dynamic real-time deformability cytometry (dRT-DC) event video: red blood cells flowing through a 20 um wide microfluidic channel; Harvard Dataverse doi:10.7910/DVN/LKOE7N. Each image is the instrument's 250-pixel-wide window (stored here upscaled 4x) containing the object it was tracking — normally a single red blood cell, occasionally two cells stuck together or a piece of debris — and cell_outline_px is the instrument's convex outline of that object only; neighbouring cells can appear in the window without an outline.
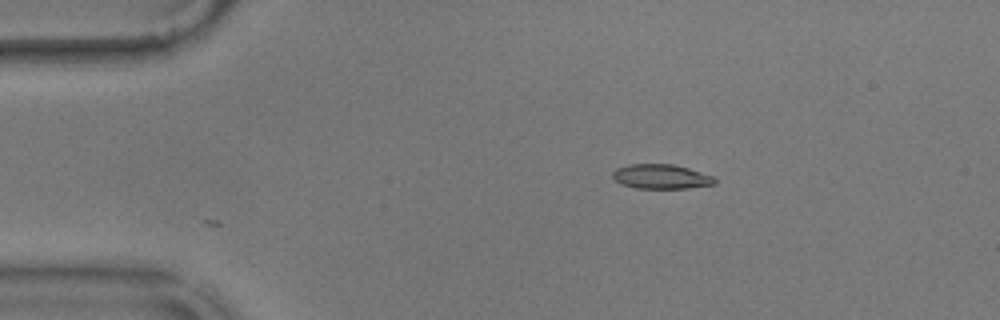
{"species": "common noctule bat (a hibernating species)", "species_latin": "Nyctalus noctula", "temperature_condition": "warm", "stored_images_in_passage": 5, "camera_frame_rate_fps": 3000, "um_per_image_px": 0.085, "animal": {"sex": "male", "body_mass_g": 17.9}, "frame": {"image": 1, "passage_image": 5, "time_ms": 1.333, "image_size_px": [1000, 320], "cell_outline_px": [[716, 184], [688, 188], [636, 188], [620, 184], [612, 176], [612, 172], [616, 168], [628, 164], [672, 164], [688, 168], [712, 176], [716, 180]], "centroid_in_image_um": [56.17, 15.01], "position_along_channel_um": 28.8, "area_um2": 14.57}}